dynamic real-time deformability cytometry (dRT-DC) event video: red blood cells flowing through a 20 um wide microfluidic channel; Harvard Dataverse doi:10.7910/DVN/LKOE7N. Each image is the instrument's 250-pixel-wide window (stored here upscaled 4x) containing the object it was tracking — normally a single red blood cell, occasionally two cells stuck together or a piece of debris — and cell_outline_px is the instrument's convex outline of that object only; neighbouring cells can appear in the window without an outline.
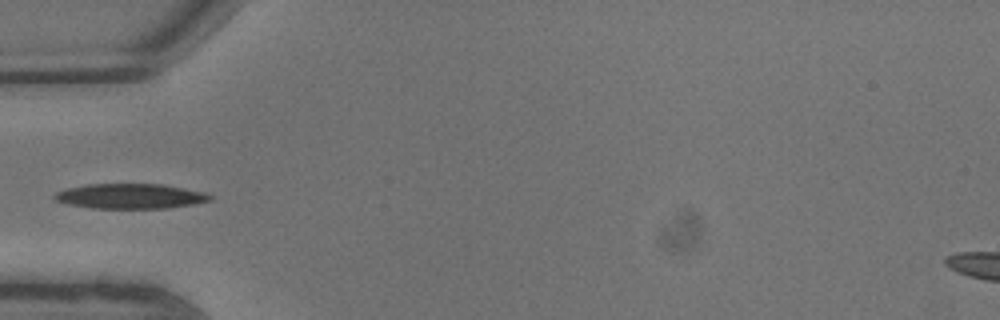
{"species": "common noctule bat (a hibernating species)", "species_latin": "Nyctalus noctula", "temperature_condition": "warm", "stored_images_in_passage": 9, "camera_frame_rate_fps": 3000, "um_per_image_px": 0.085, "animal": {"sex": "male", "body_mass_g": 13.3}, "frame": {"image": 1, "passage_image": 6, "time_ms": 1.667, "image_size_px": [1000, 320], "cell_outline_px": [[212, 200], [168, 208], [92, 208], [72, 204], [56, 200], [52, 196], [56, 192], [64, 188], [88, 184], [164, 184], [204, 192], [212, 196]], "centroid_in_image_um": [11.07, 16.66], "position_along_channel_um": 73.9, "area_um2": 22.48}}
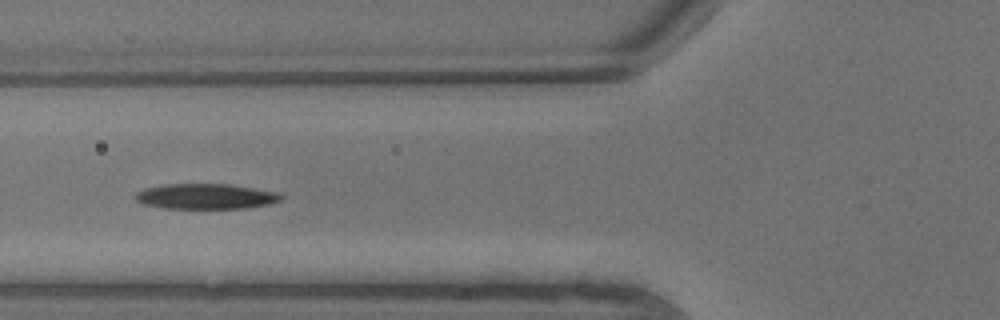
{"frame": {"image": 2, "passage_image": 7, "time_ms": 2.0, "image_size_px": [1000, 320], "cell_outline_px": [[284, 200], [272, 204], [244, 208], [164, 208], [144, 204], [136, 200], [136, 192], [144, 188], [164, 184], [228, 184], [276, 192], [284, 196]], "centroid_in_image_um": [17.52, 16.69], "position_along_channel_um": 108.3, "area_um2": 21.5}}
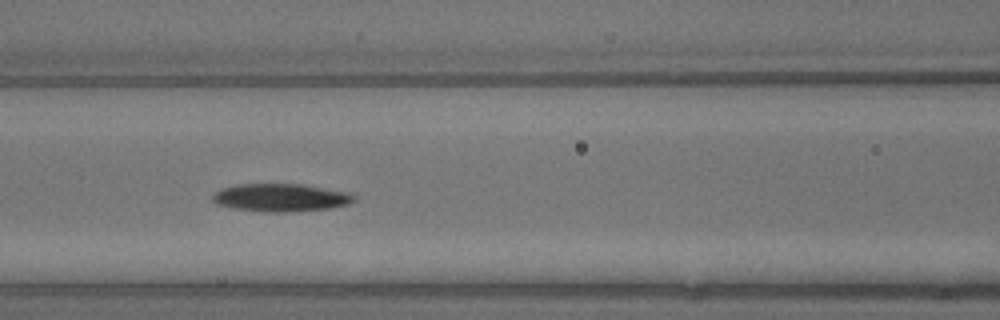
{"frame": {"image": 3, "passage_image": 8, "time_ms": 2.333, "image_size_px": [1000, 320], "cell_outline_px": [[356, 200], [348, 204], [332, 208], [284, 212], [264, 212], [232, 208], [216, 204], [212, 200], [212, 196], [220, 188], [236, 184], [300, 184], [348, 192], [356, 196]], "centroid_in_image_um": [23.84, 16.8], "position_along_channel_um": 142.8, "area_um2": 23.06}}